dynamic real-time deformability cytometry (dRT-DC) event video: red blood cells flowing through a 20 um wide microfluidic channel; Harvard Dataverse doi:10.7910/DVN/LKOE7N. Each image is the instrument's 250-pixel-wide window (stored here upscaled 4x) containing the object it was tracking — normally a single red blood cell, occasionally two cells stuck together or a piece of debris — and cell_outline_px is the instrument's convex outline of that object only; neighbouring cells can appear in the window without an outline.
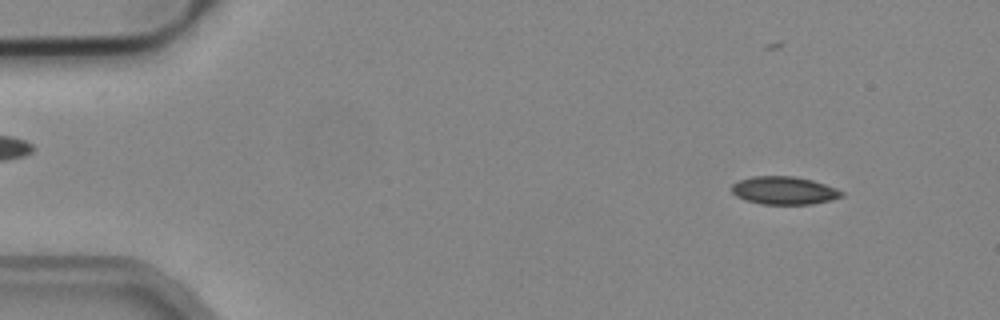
{"species": "common noctule bat (a hibernating species)", "species_latin": "Nyctalus noctula", "temperature_condition": "cold", "stored_images_in_passage": 7, "camera_frame_rate_fps": 3000, "um_per_image_px": 0.085, "animal": {"sex": "male", "body_mass_g": 19.2, "forearm_length_mm": 51.8}, "frame": {"image": 1, "passage_image": 1, "time_ms": 0.0, "image_size_px": [1000, 320], "cell_outline_px": [[844, 196], [832, 200], [812, 204], [760, 204], [744, 200], [736, 196], [732, 192], [732, 184], [740, 180], [752, 176], [792, 176], [812, 180], [836, 188], [844, 192]], "centroid_in_image_um": [66.65, 16.2], "position_along_channel_um": 18.4, "area_um2": 17.98}}
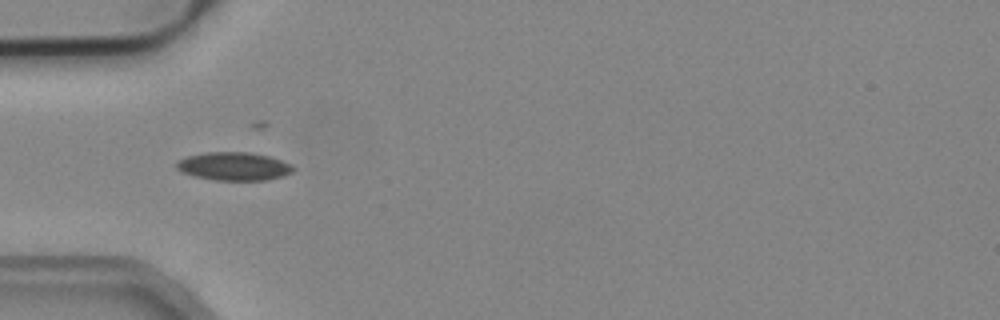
{"frame": {"image": 2, "passage_image": 4, "time_ms": 1.0, "image_size_px": [1000, 320], "cell_outline_px": [[292, 172], [280, 176], [264, 180], [216, 180], [196, 176], [184, 172], [176, 168], [176, 160], [188, 156], [208, 152], [248, 152], [268, 156], [280, 160], [288, 164], [292, 168]], "centroid_in_image_um": [19.82, 14.13], "position_along_channel_um": 65.2, "area_um2": 18.73}}
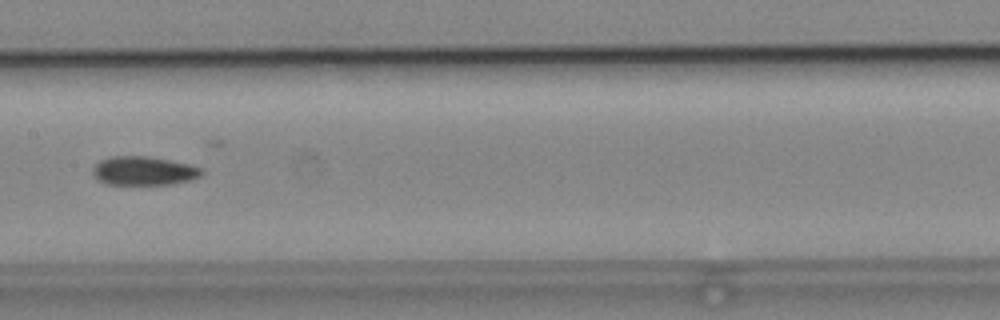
{"frame": {"image": 3, "passage_image": 7, "time_ms": 2.0, "image_size_px": [1000, 320], "cell_outline_px": [[204, 172], [200, 176], [188, 180], [168, 184], [104, 184], [96, 180], [92, 172], [92, 168], [100, 160], [112, 156], [148, 156], [188, 164], [200, 168]], "centroid_in_image_um": [12.15, 14.52], "position_along_channel_um": 195.3, "area_um2": 18.15}}